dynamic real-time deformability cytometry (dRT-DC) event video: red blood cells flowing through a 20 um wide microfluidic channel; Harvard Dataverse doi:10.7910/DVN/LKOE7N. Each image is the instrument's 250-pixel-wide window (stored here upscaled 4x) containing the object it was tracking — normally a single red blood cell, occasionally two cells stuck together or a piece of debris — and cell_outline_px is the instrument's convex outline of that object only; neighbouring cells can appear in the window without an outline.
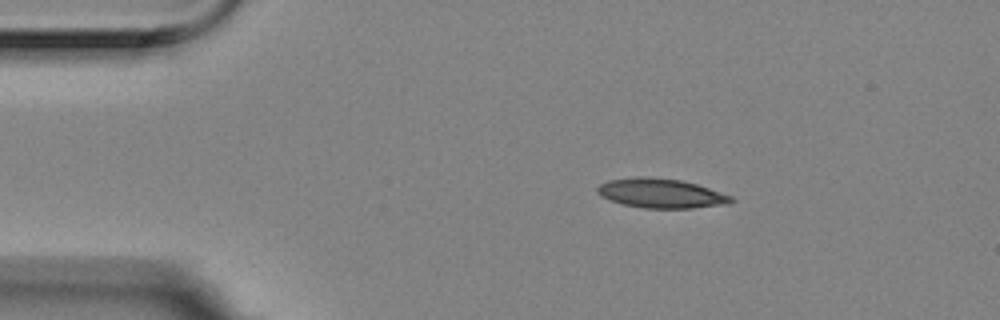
{"species": "Egyptian fruit bat (a non-hibernating species)", "species_latin": "Rousettus aegyptiacus", "temperature_condition": "room temperature", "stored_images_in_passage": 4, "camera_frame_rate_fps": 3000, "um_per_image_px": 0.085, "animal": {"sex": "female"}, "frame": {"image": 1, "passage_image": 2, "time_ms": 0.333, "image_size_px": [1000, 320], "cell_outline_px": [[736, 200], [728, 204], [692, 208], [644, 208], [624, 204], [600, 196], [596, 192], [596, 188], [600, 184], [608, 180], [636, 176], [644, 176], [680, 180], [696, 184], [732, 196]], "centroid_in_image_um": [56.18, 16.43], "position_along_channel_um": 28.8, "area_um2": 22.89}}
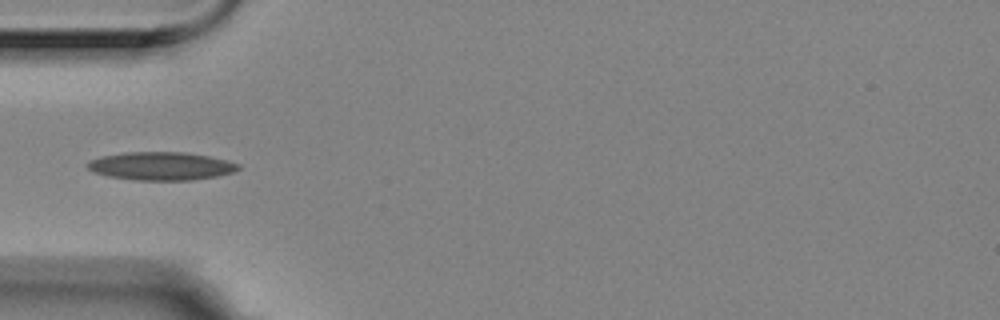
{"frame": {"image": 2, "passage_image": 4, "time_ms": 1.0, "image_size_px": [1000, 320], "cell_outline_px": [[240, 168], [236, 172], [216, 176], [192, 180], [136, 180], [108, 176], [92, 172], [88, 168], [88, 160], [100, 156], [124, 152], [184, 152], [208, 156], [240, 164]], "centroid_in_image_um": [13.67, 14.11], "position_along_channel_um": 71.3, "area_um2": 24.8}}